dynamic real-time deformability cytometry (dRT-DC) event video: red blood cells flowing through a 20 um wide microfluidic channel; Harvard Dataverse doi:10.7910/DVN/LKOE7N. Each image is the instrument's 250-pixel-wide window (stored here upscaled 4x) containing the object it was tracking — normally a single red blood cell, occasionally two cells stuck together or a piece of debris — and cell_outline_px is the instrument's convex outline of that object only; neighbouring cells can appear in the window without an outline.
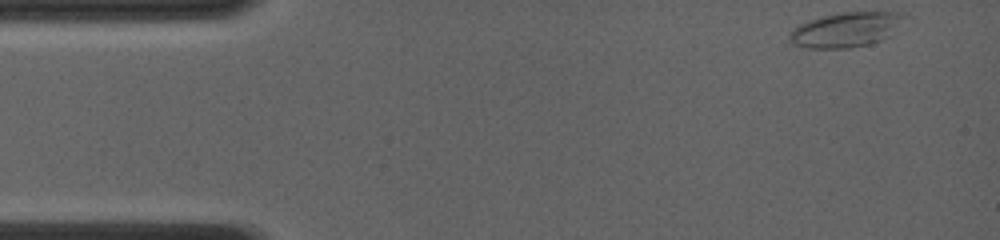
{"species": "common noctule bat (a hibernating species)", "species_latin": "Nyctalus noctula", "temperature_condition": "room temperature", "stored_images_in_passage": 55, "camera_frame_rate_fps": 4000, "um_per_image_px": 0.085, "animal": {"sex": "female", "body_mass_g": 19.0, "forearm_length_mm": 56.7}, "frame": {"image": 1, "passage_image": 1, "time_ms": 0.0, "image_size_px": [1000, 240], "cell_outline_px": [[912, 16], [888, 36], [880, 40], [868, 44], [848, 48], [808, 48], [792, 44], [788, 40], [788, 36], [800, 24], [808, 20], [824, 16], [844, 12], [900, 12]], "centroid_in_image_um": [71.97, 2.51], "position_along_channel_um": 13.0, "area_um2": 23.35}}
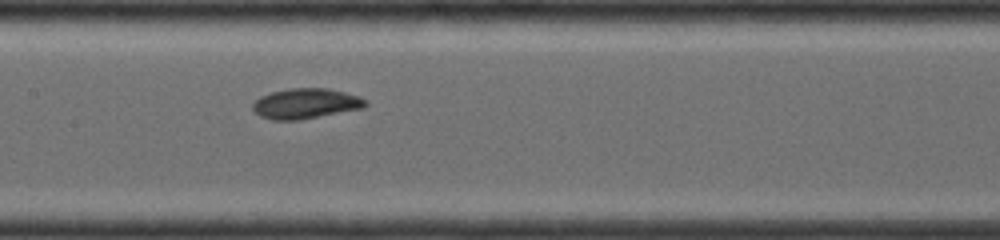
{"frame": {"image": 2, "passage_image": 27, "time_ms": 6.5, "image_size_px": [1000, 240], "cell_outline_px": [[368, 104], [364, 108], [300, 120], [272, 120], [260, 116], [252, 108], [252, 104], [260, 96], [272, 92], [288, 88], [328, 88], [344, 92], [368, 100]], "centroid_in_image_um": [25.99, 8.8], "position_along_channel_um": 181.4, "area_um2": 19.94}}
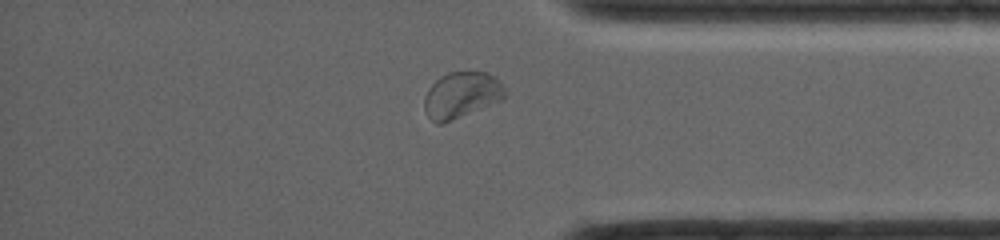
{"frame": {"image": 3, "passage_image": 48, "time_ms": 11.75, "image_size_px": [1000, 240], "cell_outline_px": [[508, 96], [504, 100], [452, 120], [440, 124], [436, 124], [428, 116], [424, 108], [424, 100], [428, 88], [440, 76], [448, 72], [488, 72], [496, 76], [504, 84], [508, 92]], "centroid_in_image_um": [39.3, 8.07], "position_along_channel_um": 395.9, "area_um2": 22.14}, "authors_computed_cell_mechanics": {"area_um2": 19.9988, "velocity_mm_per_s": 4.1308, "shape_relaxation_time_tau1_ms": 3.0891, "shape_relaxation_time_tau2_ms": 4.5303, "deformation_change_tau1": 0.0903, "deformation_change_tau2": 0.07}}